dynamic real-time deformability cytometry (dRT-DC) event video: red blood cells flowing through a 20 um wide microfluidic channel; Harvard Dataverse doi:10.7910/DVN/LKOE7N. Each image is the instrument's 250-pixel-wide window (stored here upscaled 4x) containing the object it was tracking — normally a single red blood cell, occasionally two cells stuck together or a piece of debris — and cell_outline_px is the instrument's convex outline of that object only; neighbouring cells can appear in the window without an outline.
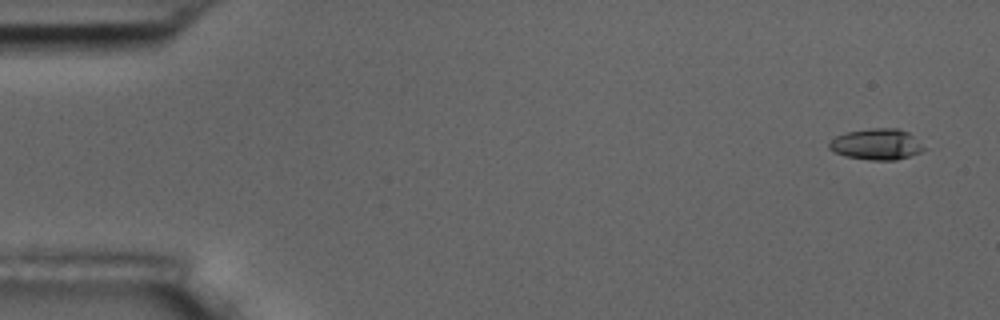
{"species": "common noctule bat (a hibernating species)", "species_latin": "Nyctalus noctula", "temperature_condition": "room temperature", "stored_images_in_passage": 5, "camera_frame_rate_fps": 3000, "um_per_image_px": 0.085, "animal": {"sex": "male", "body_mass_g": 17.5, "forearm_length_mm": 52.3}, "frame": {"image": 1, "passage_image": 1, "time_ms": 0.0, "image_size_px": [1000, 320], "cell_outline_px": [[928, 148], [920, 152], [896, 160], [868, 160], [844, 156], [828, 148], [828, 144], [836, 136], [848, 132], [868, 128], [896, 128], [908, 132]], "centroid_in_image_um": [74.53, 12.26], "position_along_channel_um": 10.5, "area_um2": 17.17}}
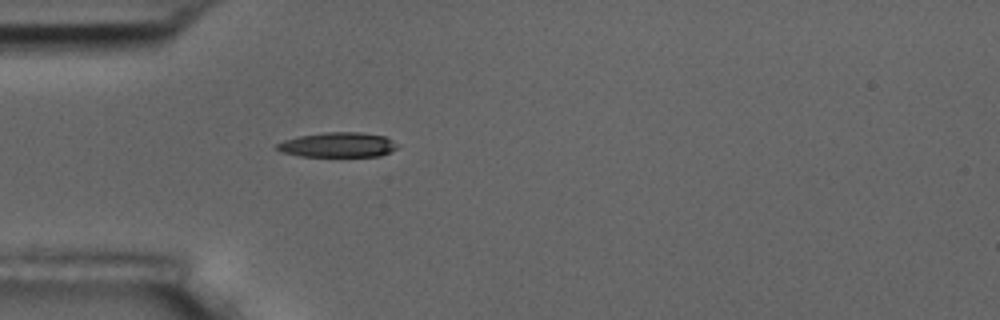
{"frame": {"image": 2, "passage_image": 5, "time_ms": 4.667, "image_size_px": [1000, 320], "cell_outline_px": [[396, 148], [380, 156], [300, 156], [280, 152], [276, 148], [276, 144], [284, 140], [300, 136], [324, 132], [360, 132], [384, 136], [392, 140], [396, 144]], "centroid_in_image_um": [28.68, 12.31], "position_along_channel_um": 56.3, "area_um2": 17.28}}